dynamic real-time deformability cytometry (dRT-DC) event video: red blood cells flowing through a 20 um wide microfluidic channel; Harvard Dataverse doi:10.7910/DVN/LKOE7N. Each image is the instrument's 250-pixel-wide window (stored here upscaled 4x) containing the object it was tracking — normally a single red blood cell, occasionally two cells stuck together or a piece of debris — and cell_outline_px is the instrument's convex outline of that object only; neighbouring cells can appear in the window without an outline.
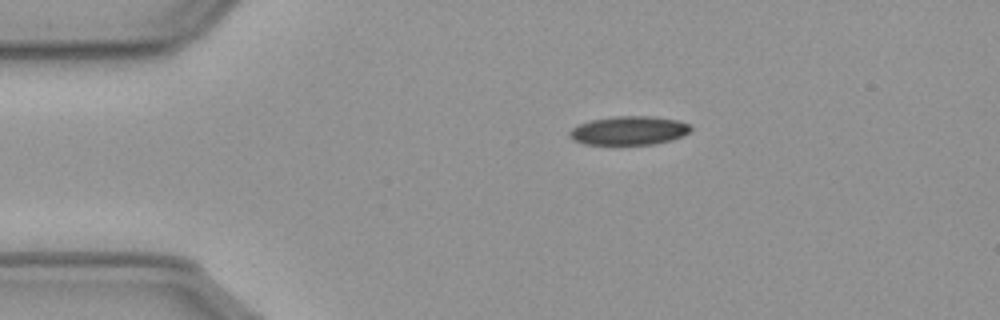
{"species": "common noctule bat (a hibernating species)", "species_latin": "Nyctalus noctula", "temperature_condition": "cold", "stored_images_in_passage": 47, "camera_frame_rate_fps": 3000, "um_per_image_px": 0.085, "animal": {"sex": "male", "body_mass_g": 23.1, "forearm_length_mm": 52.7}, "frame": {"image": 1, "passage_image": 1, "time_ms": 0.0, "image_size_px": [1000, 320], "cell_outline_px": [[692, 128], [684, 136], [672, 140], [656, 144], [620, 148], [584, 144], [572, 140], [568, 136], [568, 132], [572, 128], [580, 124], [592, 120], [616, 116], [652, 116], [676, 120], [688, 124]], "centroid_in_image_um": [53.42, 11.16], "position_along_channel_um": 31.6, "area_um2": 21.33}}
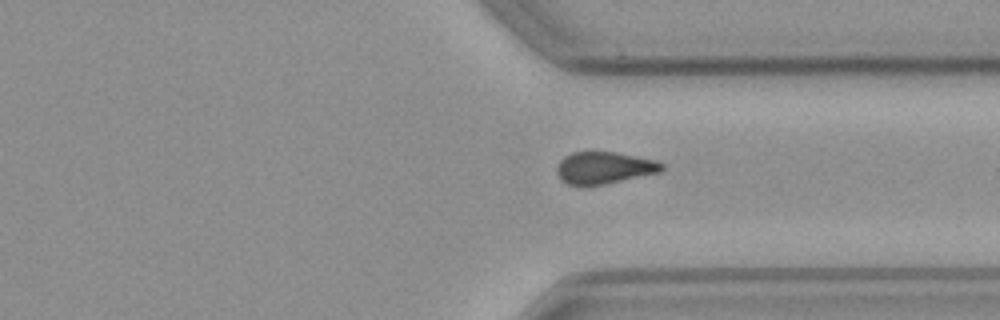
{"frame": {"image": 2, "passage_image": 32, "time_ms": 10.333, "image_size_px": [1000, 320], "cell_outline_px": [[664, 168], [660, 172], [604, 184], [584, 188], [568, 184], [560, 180], [556, 172], [556, 168], [560, 160], [564, 156], [572, 152], [616, 152], [656, 160], [664, 164]], "centroid_in_image_um": [51.31, 14.28], "position_along_channel_um": 360.1, "area_um2": 19.94}}
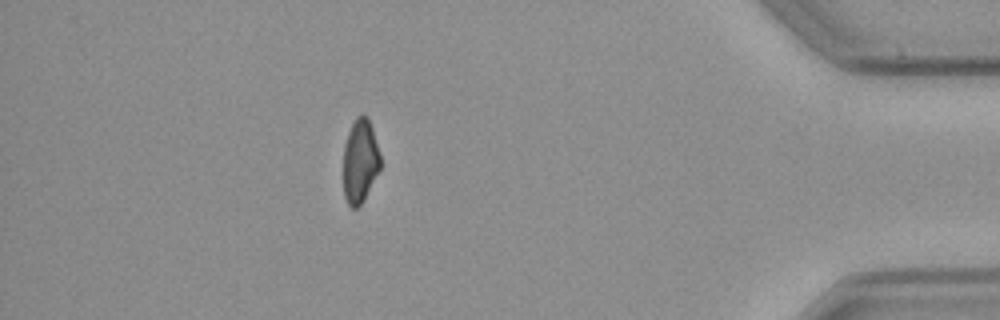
{"frame": {"image": 3, "passage_image": 40, "time_ms": 13.0, "image_size_px": [1000, 320], "cell_outline_px": [[380, 168], [364, 200], [356, 208], [352, 208], [348, 204], [344, 196], [344, 144], [348, 132], [356, 116], [364, 112], [368, 116], [372, 128], [380, 156]], "centroid_in_image_um": [30.6, 13.66], "position_along_channel_um": 404.6, "area_um2": 18.03}}